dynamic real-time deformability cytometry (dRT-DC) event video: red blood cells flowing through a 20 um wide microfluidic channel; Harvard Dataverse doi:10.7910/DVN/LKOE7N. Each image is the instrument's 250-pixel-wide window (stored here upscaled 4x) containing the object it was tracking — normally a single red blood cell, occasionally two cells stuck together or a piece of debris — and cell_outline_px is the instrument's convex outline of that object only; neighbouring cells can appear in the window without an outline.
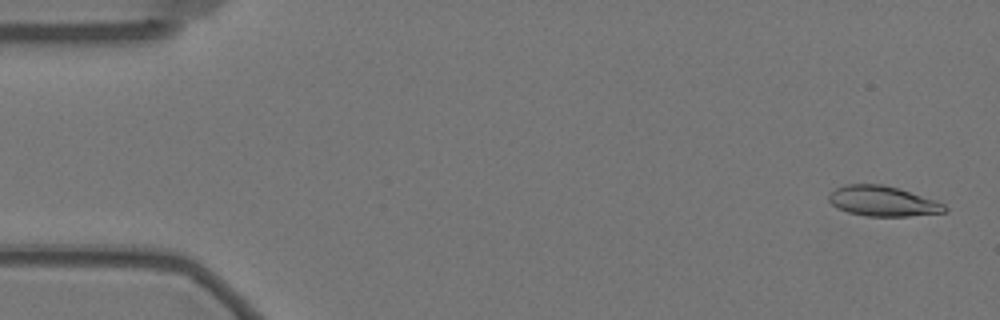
{"species": "Egyptian fruit bat (a non-hibernating species)", "species_latin": "Rousettus aegyptiacus", "temperature_condition": "warm", "stored_images_in_passage": 58, "camera_frame_rate_fps": 3000, "um_per_image_px": 0.085, "animal": {"sex": "female"}, "frame": {"image": 1, "passage_image": 2, "time_ms": 0.333, "image_size_px": [1000, 320], "cell_outline_px": [[948, 212], [908, 216], [864, 216], [848, 212], [836, 208], [828, 200], [828, 192], [844, 184], [880, 184], [896, 188], [944, 204], [948, 208]], "centroid_in_image_um": [74.96, 17.11], "position_along_channel_um": 10.0, "area_um2": 20.23}}
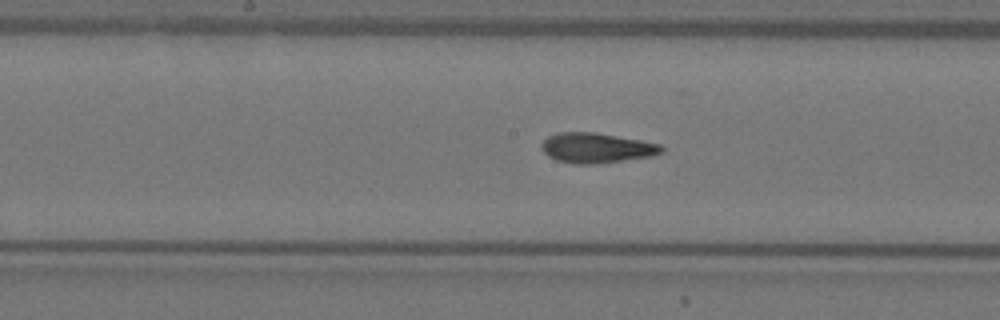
{"frame": {"image": 2, "passage_image": 29, "time_ms": 9.333, "image_size_px": [1000, 320], "cell_outline_px": [[664, 152], [652, 156], [596, 164], [576, 164], [556, 160], [548, 156], [540, 148], [540, 144], [548, 136], [560, 132], [596, 132], [640, 140], [660, 144], [664, 148]], "centroid_in_image_um": [50.69, 12.57], "position_along_channel_um": 197.5, "area_um2": 21.1}}
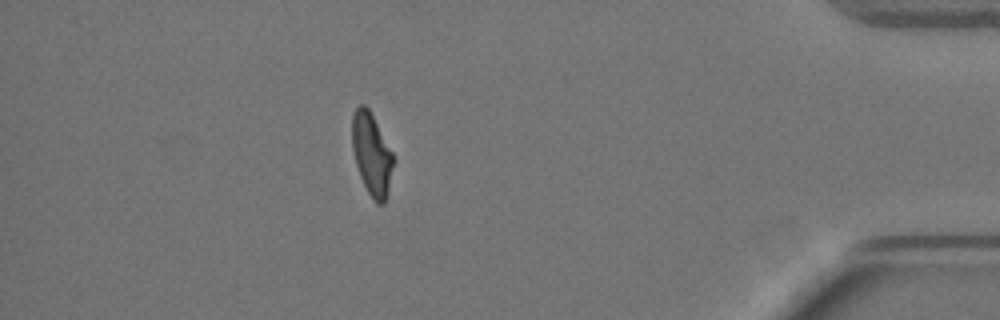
{"frame": {"image": 3, "passage_image": 51, "time_ms": 16.667, "image_size_px": [1000, 320], "cell_outline_px": [[396, 160], [388, 192], [384, 204], [376, 204], [372, 200], [360, 176], [356, 164], [352, 148], [352, 116], [356, 108], [360, 104], [364, 104], [368, 108], [392, 152]], "centroid_in_image_um": [31.61, 13.15], "position_along_channel_um": 403.6, "area_um2": 19.83}, "authors_computed_cell_mechanics": {"area_um2": 20.4901, "velocity_mm_per_s": 3.4598, "shape_relaxation_time_tau1_ms": null, "shape_relaxation_time_tau2_ms": 1.3327, "deformation_change_tau1": null, "deformation_change_tau2": 0.0811}}